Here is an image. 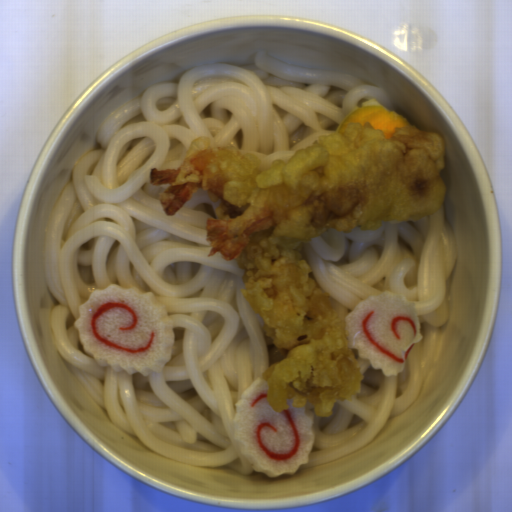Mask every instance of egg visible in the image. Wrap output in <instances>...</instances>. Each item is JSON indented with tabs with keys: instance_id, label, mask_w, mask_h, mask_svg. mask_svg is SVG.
Wrapping results in <instances>:
<instances>
[{
	"instance_id": "egg-1",
	"label": "egg",
	"mask_w": 512,
	"mask_h": 512,
	"mask_svg": "<svg viewBox=\"0 0 512 512\" xmlns=\"http://www.w3.org/2000/svg\"><path fill=\"white\" fill-rule=\"evenodd\" d=\"M354 122H359L362 126L365 122H370L374 129L381 130L388 140L393 138L392 133L396 127L411 126L409 120L403 115L398 114L395 110H388L373 98L365 100L361 106L345 114L336 132L340 133L348 123Z\"/></svg>"
}]
</instances>
